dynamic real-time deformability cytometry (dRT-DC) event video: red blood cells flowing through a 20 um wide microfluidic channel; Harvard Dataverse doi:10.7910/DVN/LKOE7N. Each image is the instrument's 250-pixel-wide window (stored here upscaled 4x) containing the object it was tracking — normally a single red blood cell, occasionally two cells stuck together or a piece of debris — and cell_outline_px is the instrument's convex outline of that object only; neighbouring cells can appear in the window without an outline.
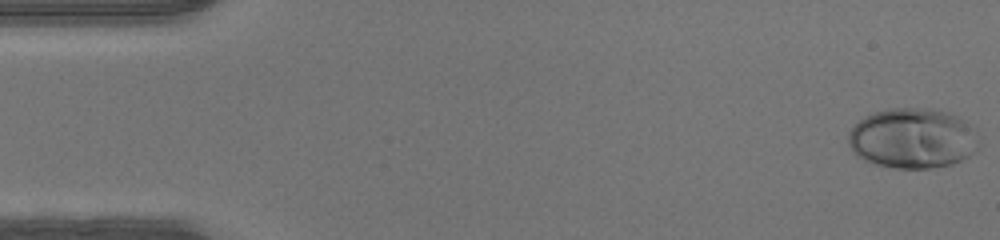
{"species": "human", "species_latin": "Homo sapiens", "temperature_condition": "warm", "stored_images_in_passage": 47, "camera_frame_rate_fps": 3000, "um_per_image_px": 0.085, "donor": {"sex": "male"}, "frame": {"image": 1, "passage_image": 1, "time_ms": 0.0, "image_size_px": [1000, 240], "cell_outline_px": [[980, 148], [968, 156], [952, 164], [928, 168], [896, 168], [876, 164], [864, 160], [856, 156], [848, 144], [848, 132], [860, 120], [872, 112], [892, 108], [920, 108], [948, 112], [964, 120], [968, 124], [980, 144]], "centroid_in_image_um": [77.54, 11.76], "position_along_channel_um": 7.5, "area_um2": 45.6}}
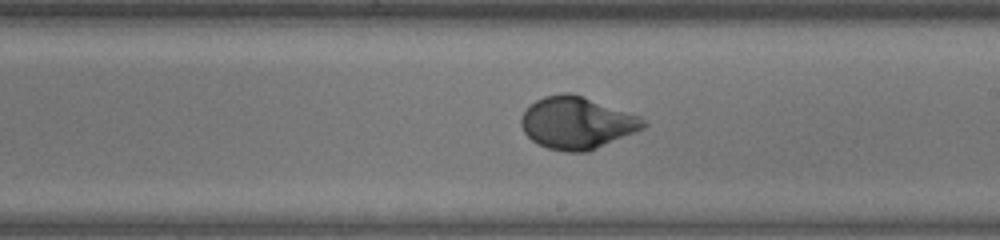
{"frame": {"image": 2, "passage_image": 27, "time_ms": 8.667, "image_size_px": [1000, 240], "cell_outline_px": [[648, 124], [644, 128], [636, 132], [588, 152], [564, 152], [548, 148], [532, 140], [524, 132], [520, 124], [520, 116], [536, 100], [544, 96], [560, 92], [572, 92], [640, 116]], "centroid_in_image_um": [49.04, 10.44], "position_along_channel_um": 240.0, "area_um2": 37.28}}
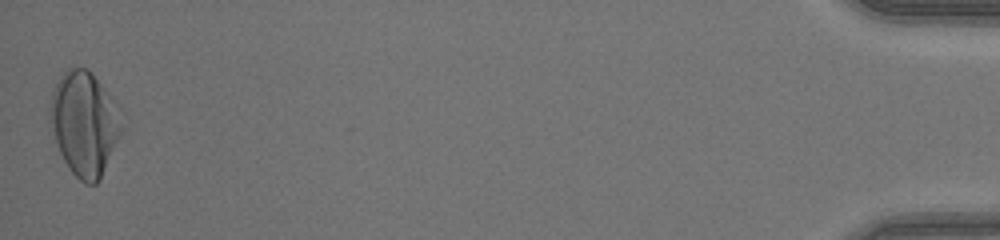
{"frame": {"image": 3, "passage_image": 47, "time_ms": 15.333, "image_size_px": [1000, 240], "cell_outline_px": [[120, 132], [100, 180], [96, 184], [84, 184], [68, 168], [60, 152], [56, 140], [48, 112], [52, 96], [56, 84], [60, 76], [68, 68], [84, 68], [92, 72], [120, 108]], "centroid_in_image_um": [7.16, 10.49], "position_along_channel_um": 428.0, "area_um2": 42.66}}